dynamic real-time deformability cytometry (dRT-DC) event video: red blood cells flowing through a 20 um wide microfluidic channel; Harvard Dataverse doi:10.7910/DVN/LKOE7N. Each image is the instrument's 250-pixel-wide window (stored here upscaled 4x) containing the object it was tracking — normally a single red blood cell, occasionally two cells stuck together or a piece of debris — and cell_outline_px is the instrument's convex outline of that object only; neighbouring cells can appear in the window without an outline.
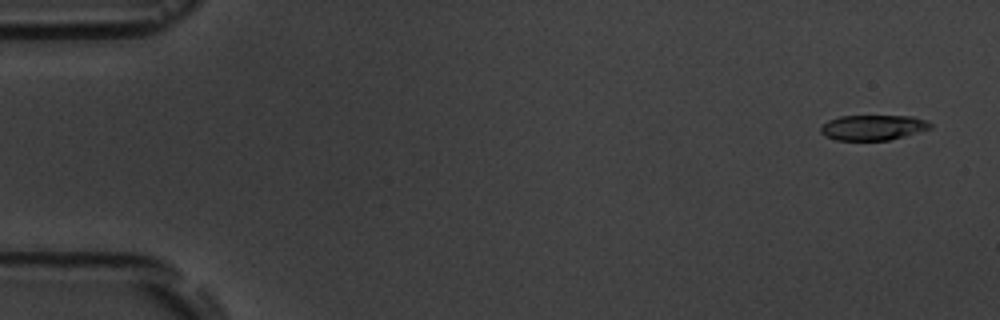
{"species": "common noctule bat (a hibernating species)", "species_latin": "Nyctalus noctula", "temperature_condition": "room temperature", "stored_images_in_passage": 5, "camera_frame_rate_fps": 3000, "um_per_image_px": 0.085, "animal": {"sex": "male", "body_mass_g": 19.5, "forearm_length_mm": 54.6}, "frame": {"image": 1, "passage_image": 1, "time_ms": 0.0, "image_size_px": [1000, 320], "cell_outline_px": [[932, 128], [904, 136], [888, 140], [836, 140], [824, 136], [820, 132], [820, 128], [828, 120], [840, 116], [912, 116], [924, 120], [932, 124]], "centroid_in_image_um": [74.18, 10.84], "position_along_channel_um": 10.8, "area_um2": 16.07}}
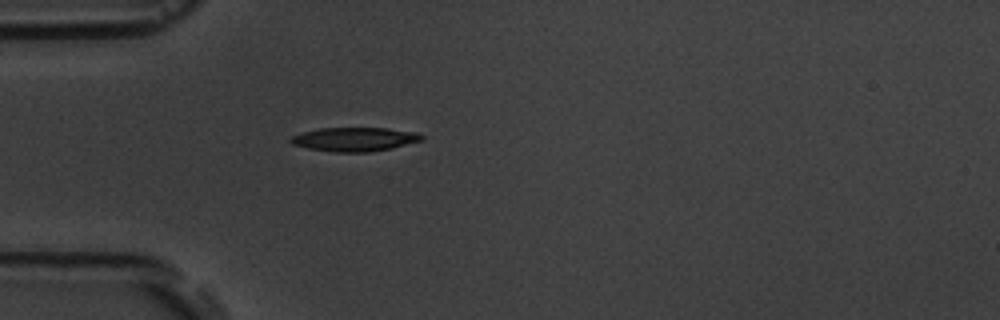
{"frame": {"image": 2, "passage_image": 5, "time_ms": 4.667, "image_size_px": [1000, 320], "cell_outline_px": [[424, 140], [392, 148], [368, 152], [336, 152], [308, 148], [292, 144], [288, 140], [292, 136], [304, 132], [320, 128], [388, 128], [416, 132], [424, 136]], "centroid_in_image_um": [30.17, 11.84], "position_along_channel_um": 54.8, "area_um2": 18.21}}